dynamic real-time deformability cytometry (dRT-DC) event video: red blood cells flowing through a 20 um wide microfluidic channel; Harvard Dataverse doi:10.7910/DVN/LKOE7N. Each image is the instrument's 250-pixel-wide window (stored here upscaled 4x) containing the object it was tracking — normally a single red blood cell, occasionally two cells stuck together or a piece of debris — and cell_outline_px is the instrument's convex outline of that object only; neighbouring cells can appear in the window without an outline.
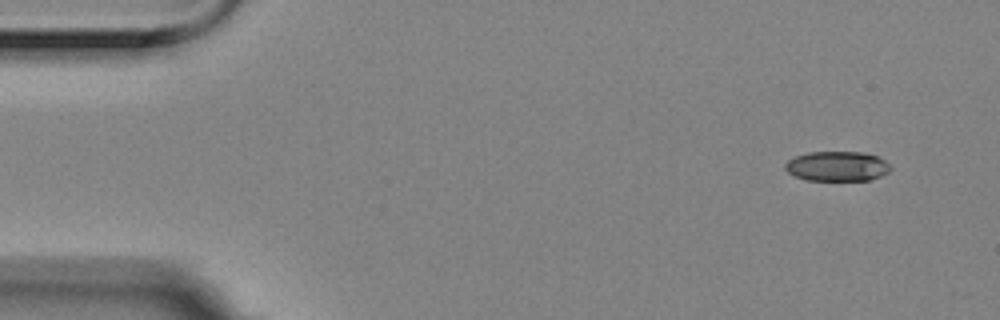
{"species": "Egyptian fruit bat (a non-hibernating species)", "species_latin": "Rousettus aegyptiacus", "temperature_condition": "room temperature", "stored_images_in_passage": 6, "camera_frame_rate_fps": 3000, "um_per_image_px": 0.085, "animal": {"sex": "female"}, "frame": {"image": 1, "passage_image": 1, "time_ms": 0.0, "image_size_px": [1000, 320], "cell_outline_px": [[892, 168], [888, 172], [872, 180], [804, 180], [788, 172], [784, 168], [784, 164], [788, 160], [796, 156], [808, 152], [864, 152], [876, 156], [884, 160]], "centroid_in_image_um": [71.15, 14.13], "position_along_channel_um": 13.9, "area_um2": 18.32}}